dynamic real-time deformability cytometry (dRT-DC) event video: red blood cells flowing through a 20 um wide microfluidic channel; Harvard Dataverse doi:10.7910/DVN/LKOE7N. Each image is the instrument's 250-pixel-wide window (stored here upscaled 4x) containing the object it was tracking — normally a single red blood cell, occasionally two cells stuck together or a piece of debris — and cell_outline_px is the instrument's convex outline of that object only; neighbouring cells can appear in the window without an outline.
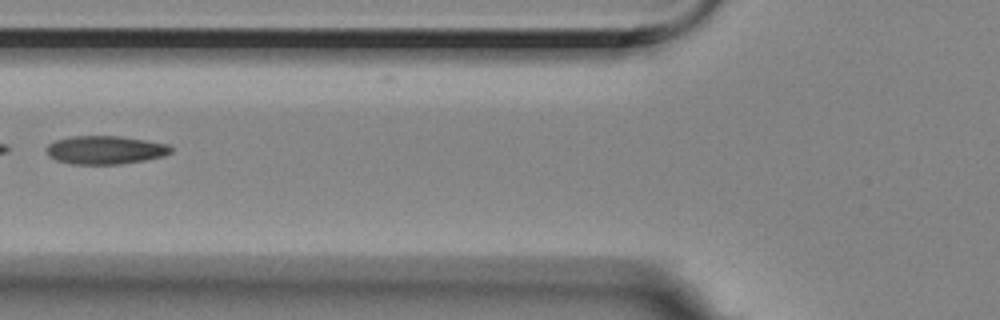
{"species": "Egyptian fruit bat (a non-hibernating species)", "species_latin": "Rousettus aegyptiacus", "temperature_condition": "room temperature", "stored_images_in_passage": 9, "camera_frame_rate_fps": 3000, "um_per_image_px": 0.085, "animal": {"sex": "female"}, "frame": {"image": 1, "passage_image": 7, "time_ms": 2.0, "image_size_px": [1000, 320], "cell_outline_px": [[172, 152], [164, 156], [144, 160], [120, 164], [72, 164], [56, 160], [48, 156], [48, 144], [56, 140], [72, 136], [120, 136], [168, 144], [172, 148]], "centroid_in_image_um": [8.96, 12.75], "position_along_channel_um": 116.8, "area_um2": 20.46}}
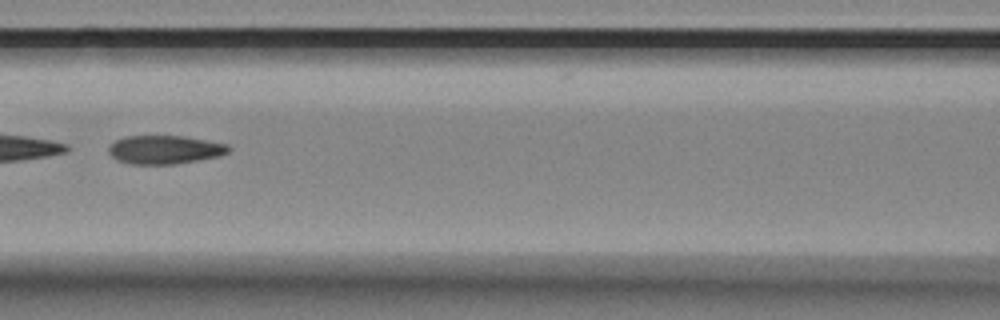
{"frame": {"image": 2, "passage_image": 8, "time_ms": 2.333, "image_size_px": [1000, 320], "cell_outline_px": [[228, 152], [220, 156], [176, 164], [132, 164], [116, 160], [108, 152], [108, 148], [116, 140], [124, 136], [184, 136], [228, 144]], "centroid_in_image_um": [13.99, 12.72], "position_along_channel_um": 152.6, "area_um2": 19.88}}
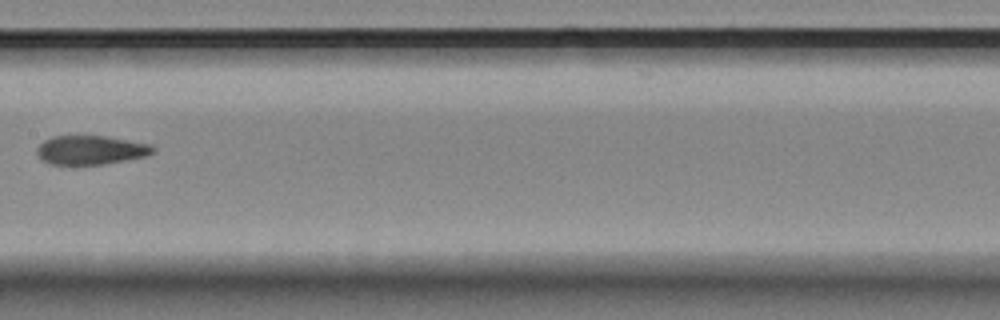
{"frame": {"image": 3, "passage_image": 9, "time_ms": 2.667, "image_size_px": [1000, 320], "cell_outline_px": [[156, 148], [152, 152], [144, 156], [104, 164], [48, 164], [36, 152], [36, 148], [44, 140], [52, 136], [104, 136], [148, 144]], "centroid_in_image_um": [7.66, 12.75], "position_along_channel_um": 199.7, "area_um2": 19.19}}